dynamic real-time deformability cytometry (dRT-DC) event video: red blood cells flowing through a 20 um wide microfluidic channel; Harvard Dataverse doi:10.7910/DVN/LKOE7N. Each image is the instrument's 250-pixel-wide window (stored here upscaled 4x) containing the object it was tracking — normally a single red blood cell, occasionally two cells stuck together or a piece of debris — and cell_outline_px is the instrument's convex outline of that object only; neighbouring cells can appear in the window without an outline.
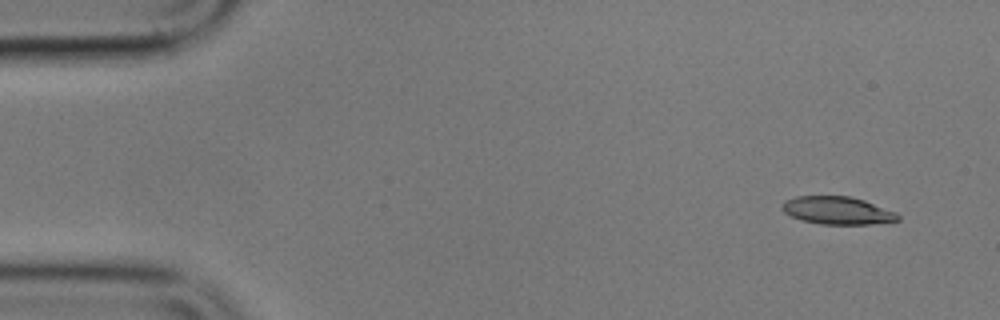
{"species": "common noctule bat (a hibernating species)", "species_latin": "Nyctalus noctula", "temperature_condition": "cold", "stored_images_in_passage": 8, "camera_frame_rate_fps": 3000, "um_per_image_px": 0.085, "animal": {"sex": "male", "body_mass_g": 17.9}, "frame": {"image": 1, "passage_image": 1, "time_ms": 0.0, "image_size_px": [1000, 320], "cell_outline_px": [[900, 220], [868, 224], [820, 224], [800, 220], [784, 212], [780, 208], [780, 204], [784, 200], [796, 196], [848, 196], [864, 200], [896, 212], [900, 216]], "centroid_in_image_um": [71.13, 17.89], "position_along_channel_um": 13.9, "area_um2": 18.79}}
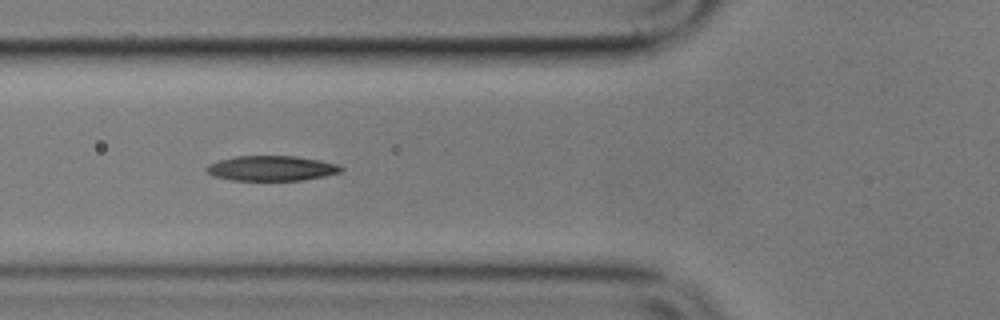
{"frame": {"image": 2, "passage_image": 6, "time_ms": 5.667, "image_size_px": [1000, 320], "cell_outline_px": [[344, 168], [340, 172], [324, 176], [304, 180], [232, 180], [212, 176], [204, 168], [208, 164], [220, 160], [236, 156], [296, 156], [320, 160], [336, 164]], "centroid_in_image_um": [23.06, 14.3], "position_along_channel_um": 102.7, "area_um2": 19.59}}
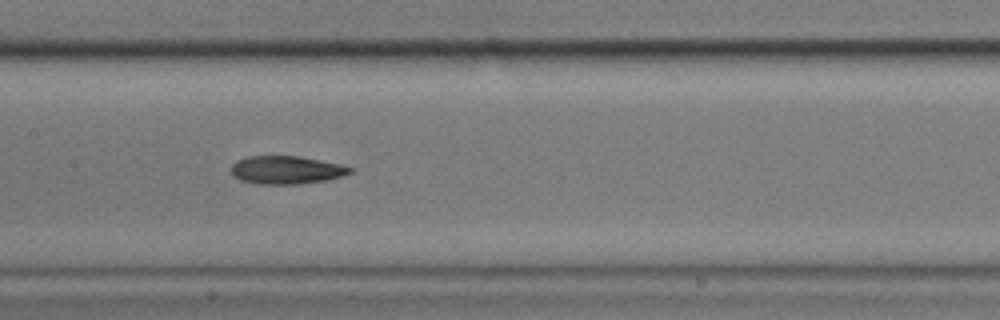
{"frame": {"image": 3, "passage_image": 8, "time_ms": 8.0, "image_size_px": [1000, 320], "cell_outline_px": [[352, 172], [344, 176], [324, 180], [300, 184], [256, 184], [240, 180], [232, 176], [232, 164], [236, 160], [248, 156], [300, 156], [340, 164], [352, 168]], "centroid_in_image_um": [24.32, 14.45], "position_along_channel_um": 183.1, "area_um2": 19.54}}